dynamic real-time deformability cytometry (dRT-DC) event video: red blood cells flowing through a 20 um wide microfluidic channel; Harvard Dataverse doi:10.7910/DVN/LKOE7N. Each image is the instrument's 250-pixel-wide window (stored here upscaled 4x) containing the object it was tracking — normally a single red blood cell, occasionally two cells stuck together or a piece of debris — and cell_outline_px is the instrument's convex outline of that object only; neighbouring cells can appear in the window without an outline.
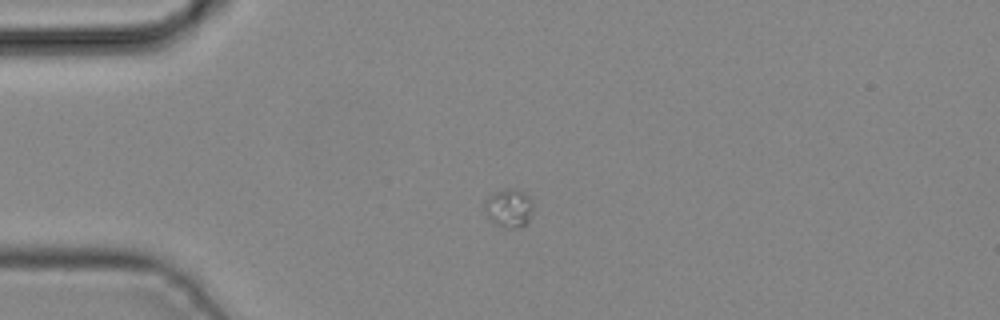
{"species": "common noctule bat (a hibernating species)", "species_latin": "Nyctalus noctula", "temperature_condition": "cold", "stored_images_in_passage": 4, "camera_frame_rate_fps": 3000, "um_per_image_px": 0.085, "animal": {"sex": "male", "body_mass_g": 19.2, "forearm_length_mm": 51.8}, "frame": {"image": 1, "passage_image": 2, "time_ms": 0.333, "image_size_px": [1000, 320], "cell_outline_px": [[532, 208], [528, 220], [524, 224], [512, 228], [504, 228], [496, 224], [488, 216], [484, 204], [484, 200], [488, 196], [504, 188], [516, 188], [532, 196]], "centroid_in_image_um": [43.26, 17.63], "position_along_channel_um": 41.7, "area_um2": 10.81}}